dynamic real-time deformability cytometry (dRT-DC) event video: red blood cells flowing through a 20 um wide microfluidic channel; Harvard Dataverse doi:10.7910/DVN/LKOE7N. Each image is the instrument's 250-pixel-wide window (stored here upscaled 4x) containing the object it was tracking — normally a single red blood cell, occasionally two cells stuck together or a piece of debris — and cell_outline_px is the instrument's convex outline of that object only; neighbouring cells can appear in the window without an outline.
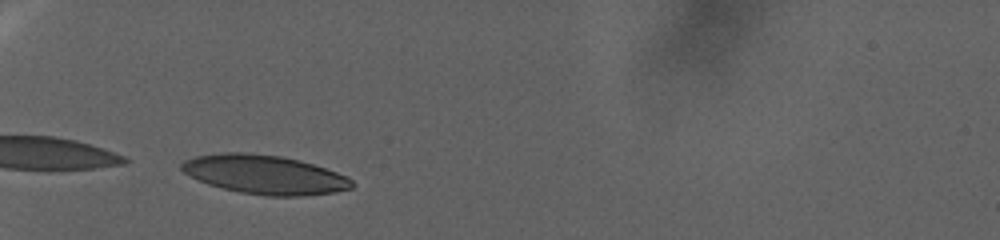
{"species": "human", "species_latin": "Homo sapiens", "temperature_condition": "warm", "stored_images_in_passage": 42, "camera_frame_rate_fps": 3000, "um_per_image_px": 0.085, "donor": {"sex": "female"}, "frame": {"image": 1, "passage_image": 1, "time_ms": 0.0, "image_size_px": [1000, 240], "cell_outline_px": [[356, 184], [352, 188], [336, 192], [300, 196], [268, 196], [240, 192], [208, 184], [184, 172], [180, 168], [180, 164], [184, 160], [196, 156], [220, 152], [248, 152], [280, 156], [300, 160], [348, 176]], "centroid_in_image_um": [22.51, 14.83], "position_along_channel_um": 62.5, "area_um2": 38.67}}
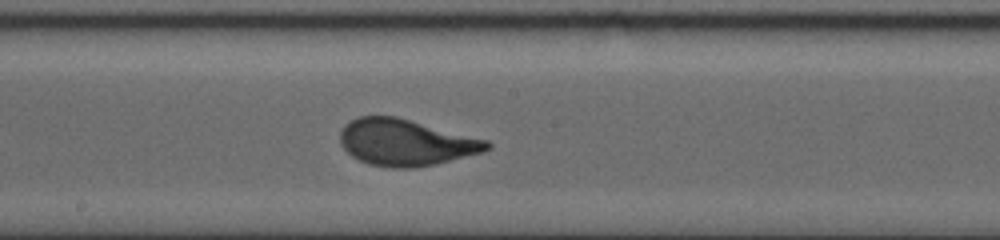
{"frame": {"image": 2, "passage_image": 25, "time_ms": 8.0, "image_size_px": [1000, 240], "cell_outline_px": [[492, 148], [484, 152], [436, 164], [412, 168], [388, 168], [368, 164], [352, 156], [340, 144], [340, 132], [344, 124], [360, 116], [396, 116], [488, 140], [492, 144]], "centroid_in_image_um": [34.5, 12.11], "position_along_channel_um": 213.7, "area_um2": 39.94}}
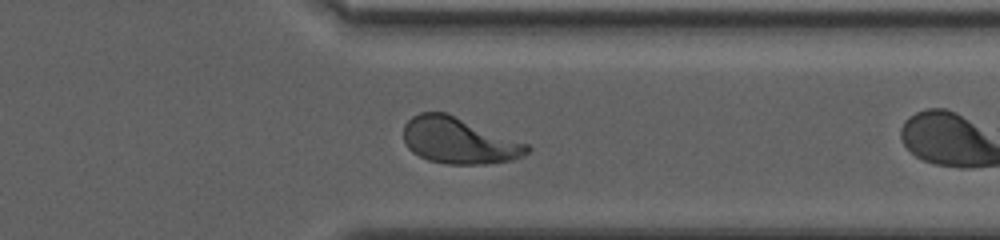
{"frame": {"image": 3, "passage_image": 41, "time_ms": 13.333, "image_size_px": [1000, 240], "cell_outline_px": [[532, 148], [524, 156], [512, 160], [484, 164], [444, 164], [428, 160], [412, 152], [408, 148], [404, 140], [404, 124], [412, 116], [420, 112], [448, 112], [528, 144]], "centroid_in_image_um": [39.01, 11.95], "position_along_channel_um": 372.4, "area_um2": 33.52}}